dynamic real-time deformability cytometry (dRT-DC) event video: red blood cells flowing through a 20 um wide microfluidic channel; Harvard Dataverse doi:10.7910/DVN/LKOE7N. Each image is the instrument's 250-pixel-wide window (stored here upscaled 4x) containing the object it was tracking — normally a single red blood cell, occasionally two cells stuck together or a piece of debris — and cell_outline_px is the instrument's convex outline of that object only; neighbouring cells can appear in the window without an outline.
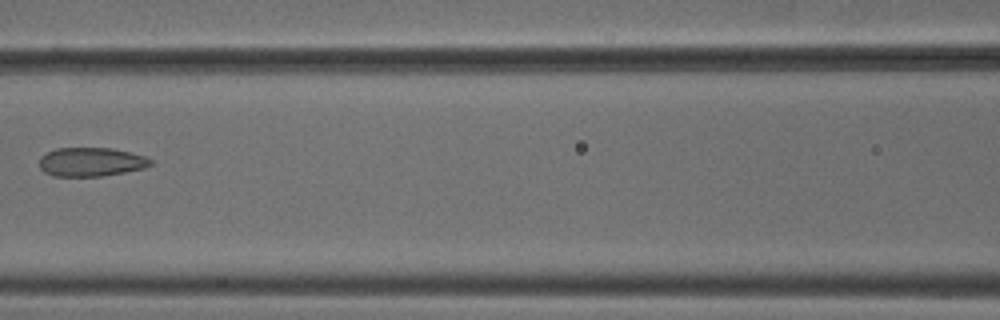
{"species": "common noctule bat (a hibernating species)", "species_latin": "Nyctalus noctula", "temperature_condition": "cold", "stored_images_in_passage": 7, "camera_frame_rate_fps": 3000, "um_per_image_px": 0.085, "animal": {"sex": "male", "body_mass_g": 18.8}, "frame": {"image": 1, "passage_image": 7, "time_ms": 2.0, "image_size_px": [1000, 320], "cell_outline_px": [[152, 164], [144, 168], [124, 172], [100, 176], [52, 176], [44, 172], [40, 168], [40, 156], [56, 148], [112, 148], [144, 156], [152, 160]], "centroid_in_image_um": [7.72, 13.76], "position_along_channel_um": 158.9, "area_um2": 18.61}}